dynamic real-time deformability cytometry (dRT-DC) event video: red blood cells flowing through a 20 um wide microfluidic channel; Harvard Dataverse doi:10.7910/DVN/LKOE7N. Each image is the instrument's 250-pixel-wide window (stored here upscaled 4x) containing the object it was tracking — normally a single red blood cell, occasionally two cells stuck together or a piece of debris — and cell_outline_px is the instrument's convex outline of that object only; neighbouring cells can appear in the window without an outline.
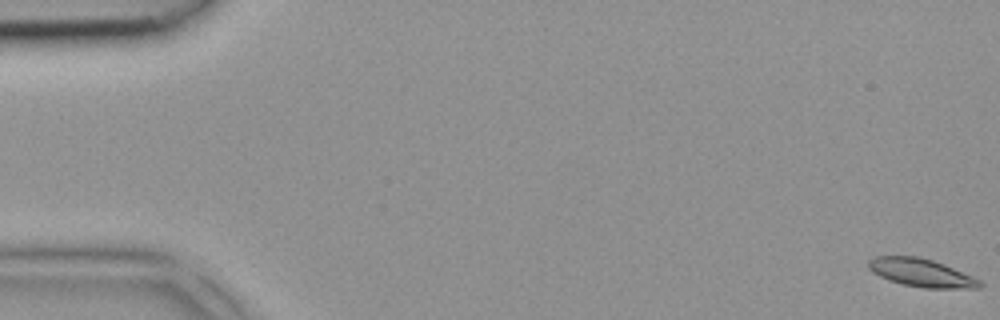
{"species": "common noctule bat (a hibernating species)", "species_latin": "Nyctalus noctula", "temperature_condition": "room temperature", "stored_images_in_passage": 5, "camera_frame_rate_fps": 3000, "um_per_image_px": 0.085, "animal": {"sex": "female", "body_mass_g": 18.4}, "frame": {"image": 1, "passage_image": 1, "time_ms": 0.0, "image_size_px": [1000, 320], "cell_outline_px": [[984, 284], [980, 288], [924, 288], [904, 284], [888, 280], [872, 272], [868, 268], [868, 260], [876, 256], [916, 256], [932, 260], [944, 264], [972, 276], [980, 280]], "centroid_in_image_um": [78.31, 23.18], "position_along_channel_um": 6.7, "area_um2": 18.15}}
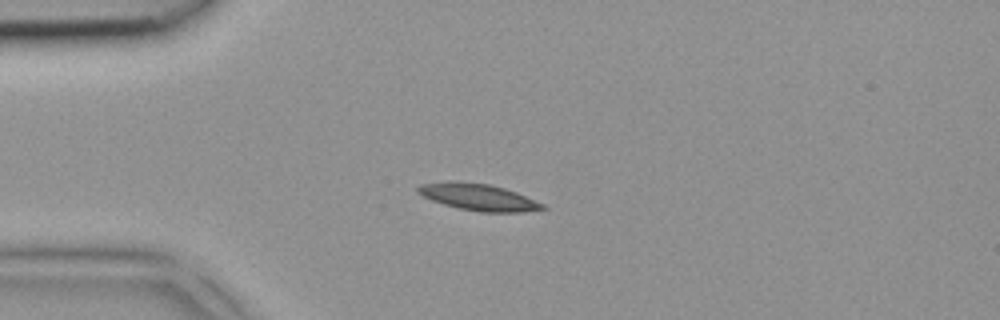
{"frame": {"image": 2, "passage_image": 4, "time_ms": 1.0, "image_size_px": [1000, 320], "cell_outline_px": [[548, 208], [524, 212], [480, 212], [460, 208], [444, 204], [432, 200], [416, 192], [416, 188], [420, 184], [488, 184], [504, 188], [516, 192], [544, 204]], "centroid_in_image_um": [40.76, 16.81], "position_along_channel_um": 44.2, "area_um2": 18.38}}